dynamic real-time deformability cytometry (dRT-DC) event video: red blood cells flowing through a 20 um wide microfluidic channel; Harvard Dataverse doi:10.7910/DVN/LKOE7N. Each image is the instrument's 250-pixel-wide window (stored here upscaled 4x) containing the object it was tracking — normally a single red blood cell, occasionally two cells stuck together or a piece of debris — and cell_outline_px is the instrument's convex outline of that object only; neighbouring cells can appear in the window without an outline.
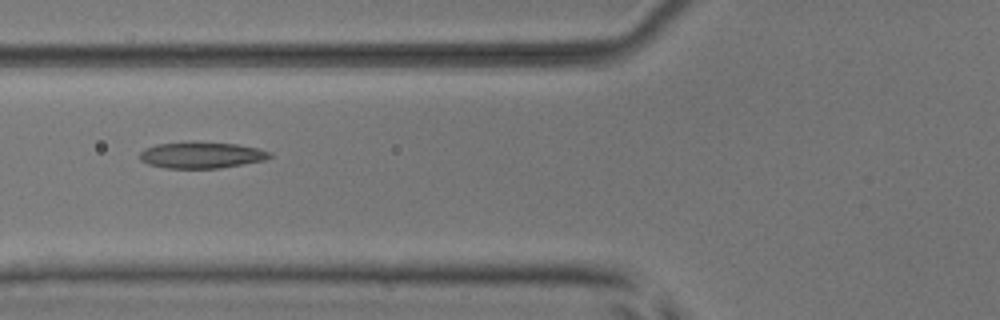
{"species": "common noctule bat (a hibernating species)", "species_latin": "Nyctalus noctula", "temperature_condition": "room temperature", "stored_images_in_passage": 3, "camera_frame_rate_fps": 3000, "um_per_image_px": 0.085, "animal": {"sex": "male", "body_mass_g": 17.9, "forearm_length_mm": 54.2}, "frame": {"image": 1, "passage_image": 2, "time_ms": 1.0, "image_size_px": [1000, 320], "cell_outline_px": [[272, 156], [264, 160], [220, 168], [164, 168], [148, 164], [140, 160], [140, 152], [144, 148], [156, 144], [236, 144], [260, 148], [272, 152]], "centroid_in_image_um": [17.14, 13.22], "position_along_channel_um": 108.7, "area_um2": 19.25}}
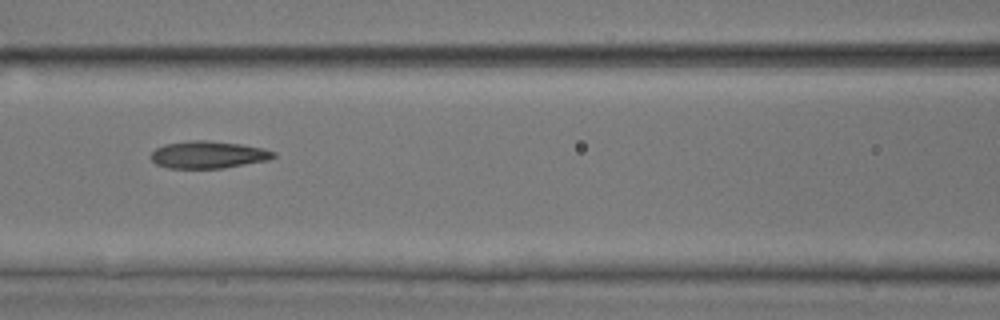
{"frame": {"image": 2, "passage_image": 3, "time_ms": 2.0, "image_size_px": [1000, 320], "cell_outline_px": [[276, 156], [268, 160], [224, 168], [168, 168], [156, 164], [148, 156], [156, 148], [164, 144], [192, 140], [204, 140], [240, 144], [264, 148], [276, 152]], "centroid_in_image_um": [17.69, 13.15], "position_along_channel_um": 148.9, "area_um2": 19.54}}